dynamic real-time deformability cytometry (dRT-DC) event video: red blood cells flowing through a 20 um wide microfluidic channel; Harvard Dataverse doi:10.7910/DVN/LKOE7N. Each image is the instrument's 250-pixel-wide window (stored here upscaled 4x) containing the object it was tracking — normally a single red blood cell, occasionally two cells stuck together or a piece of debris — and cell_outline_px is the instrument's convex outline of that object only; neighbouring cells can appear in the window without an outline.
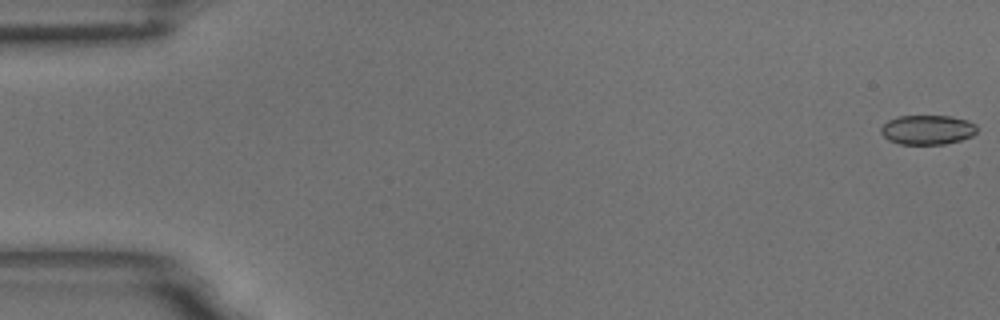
{"species": "common noctule bat (a hibernating species)", "species_latin": "Nyctalus noctula", "temperature_condition": "room temperature", "stored_images_in_passage": 28, "camera_frame_rate_fps": 3000, "um_per_image_px": 0.085, "animal": {"sex": "male", "body_mass_g": 18.8}, "frame": {"image": 1, "passage_image": 1, "time_ms": 0.0, "image_size_px": [1000, 320], "cell_outline_px": [[976, 132], [972, 136], [960, 140], [944, 144], [900, 144], [888, 140], [880, 132], [880, 128], [888, 120], [896, 116], [952, 116], [968, 120], [976, 124]], "centroid_in_image_um": [78.82, 11.02], "position_along_channel_um": 6.2, "area_um2": 16.59}}